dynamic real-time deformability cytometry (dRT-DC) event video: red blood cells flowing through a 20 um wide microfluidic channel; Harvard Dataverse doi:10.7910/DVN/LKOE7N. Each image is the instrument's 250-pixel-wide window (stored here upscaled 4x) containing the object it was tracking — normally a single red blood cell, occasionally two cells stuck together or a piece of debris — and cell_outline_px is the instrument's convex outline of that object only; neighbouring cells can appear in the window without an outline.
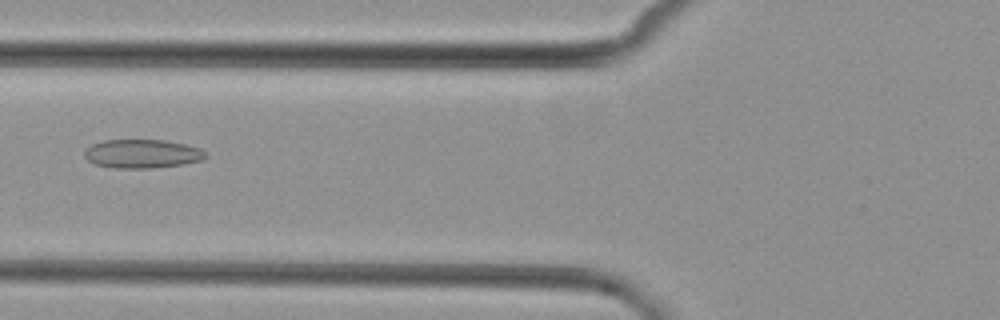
{"species": "common noctule bat (a hibernating species)", "species_latin": "Nyctalus noctula", "temperature_condition": "cold", "stored_images_in_passage": 7, "camera_frame_rate_fps": 3000, "um_per_image_px": 0.085, "animal": {"sex": "female", "body_mass_g": 29.2, "forearm_length_mm": 56.3}, "frame": {"image": 1, "passage_image": 7, "time_ms": 7.0, "image_size_px": [1000, 320], "cell_outline_px": [[208, 156], [204, 160], [180, 164], [152, 168], [112, 168], [96, 164], [88, 160], [84, 156], [84, 152], [92, 144], [104, 140], [164, 140], [184, 144], [200, 148]], "centroid_in_image_um": [12.09, 13.07], "position_along_channel_um": 113.7, "area_um2": 20.17}}